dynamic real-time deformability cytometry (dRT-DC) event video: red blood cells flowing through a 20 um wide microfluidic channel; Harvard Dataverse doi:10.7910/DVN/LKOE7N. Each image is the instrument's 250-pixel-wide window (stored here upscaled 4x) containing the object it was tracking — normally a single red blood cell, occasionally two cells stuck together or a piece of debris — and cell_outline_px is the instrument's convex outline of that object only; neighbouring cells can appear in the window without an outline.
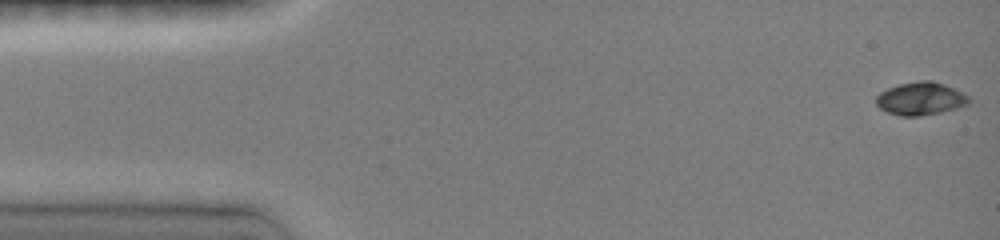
{"species": "common noctule bat (a hibernating species)", "species_latin": "Nyctalus noctula", "temperature_condition": "room temperature", "stored_images_in_passage": 8, "camera_frame_rate_fps": 3000, "um_per_image_px": 0.085, "animal": {"sex": "female", "body_mass_g": 19.0, "forearm_length_mm": 51.5}, "frame": {"image": 1, "passage_image": 1, "time_ms": 0.0, "image_size_px": [1000, 240], "cell_outline_px": [[972, 100], [968, 104], [956, 108], [940, 112], [920, 116], [900, 116], [888, 112], [880, 108], [876, 104], [876, 96], [880, 92], [888, 88], [900, 84], [920, 80], [932, 80], [944, 84], [968, 96]], "centroid_in_image_um": [78.24, 8.38], "position_along_channel_um": 6.8, "area_um2": 17.69}}
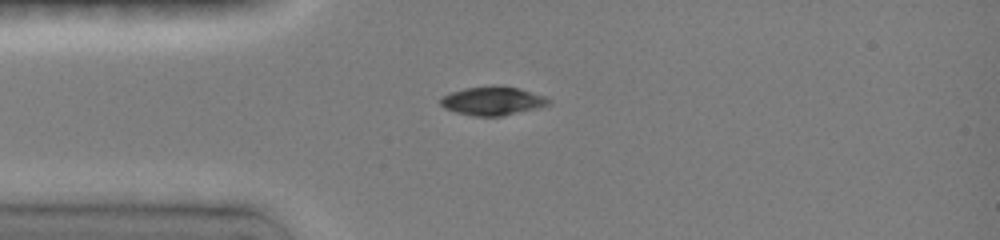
{"frame": {"image": 2, "passage_image": 7, "time_ms": 3.667, "image_size_px": [1000, 240], "cell_outline_px": [[552, 104], [536, 108], [500, 116], [472, 116], [456, 112], [444, 108], [440, 104], [440, 100], [444, 96], [452, 92], [464, 88], [516, 88], [544, 96], [552, 100]], "centroid_in_image_um": [41.87, 8.62], "position_along_channel_um": 43.1, "area_um2": 17.22}}